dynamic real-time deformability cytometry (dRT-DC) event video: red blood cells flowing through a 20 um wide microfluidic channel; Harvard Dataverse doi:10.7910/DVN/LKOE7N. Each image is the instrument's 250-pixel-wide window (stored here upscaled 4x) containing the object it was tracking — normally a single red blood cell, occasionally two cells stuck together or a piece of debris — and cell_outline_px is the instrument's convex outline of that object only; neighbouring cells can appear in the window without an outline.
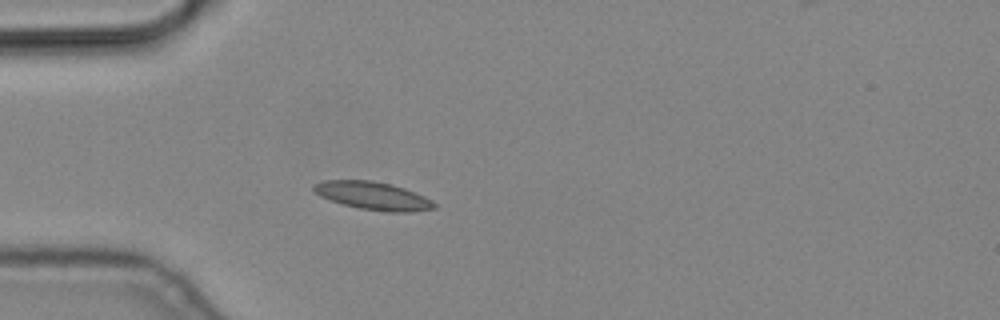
{"species": "common noctule bat (a hibernating species)", "species_latin": "Nyctalus noctula", "temperature_condition": "cold", "stored_images_in_passage": 1, "camera_frame_rate_fps": 3000, "um_per_image_px": 0.085, "animal": {"sex": "male", "body_mass_g": 19.2, "forearm_length_mm": 51.8}, "frame": {"image": 1, "passage_image": 1, "time_ms": 0.0, "image_size_px": [1000, 320], "cell_outline_px": [[436, 208], [412, 212], [388, 212], [360, 208], [328, 200], [320, 196], [312, 188], [312, 184], [324, 180], [372, 180], [392, 184], [404, 188], [424, 196], [432, 200], [436, 204]], "centroid_in_image_um": [31.7, 16.64], "position_along_channel_um": 53.3, "area_um2": 19.71}}